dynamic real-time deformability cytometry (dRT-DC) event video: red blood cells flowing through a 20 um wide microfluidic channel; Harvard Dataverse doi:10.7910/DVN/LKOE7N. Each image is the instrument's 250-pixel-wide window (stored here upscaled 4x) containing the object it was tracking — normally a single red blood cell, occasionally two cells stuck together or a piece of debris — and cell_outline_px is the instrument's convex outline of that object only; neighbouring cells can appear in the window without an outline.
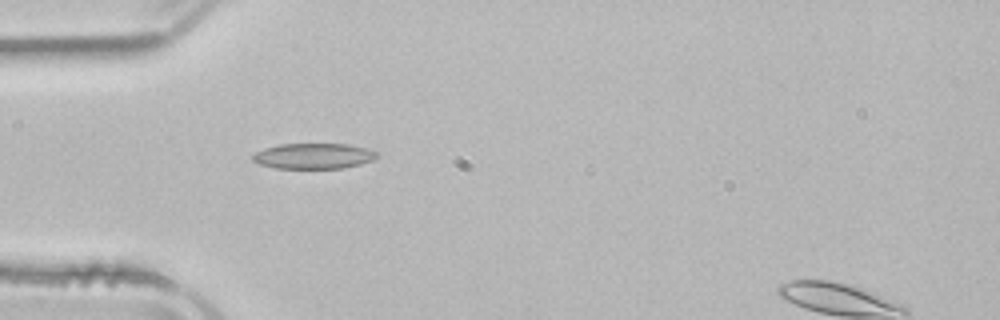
{"species": "common noctule bat (a hibernating species)", "species_latin": "Nyctalus noctula", "temperature_condition": "room temperature", "stored_images_in_passage": 5, "camera_frame_rate_fps": 3000, "um_per_image_px": 0.085, "animal": {"sex": "male", "body_mass_g": 21.5, "forearm_length_mm": 52.0}, "frame": {"image": 1, "passage_image": 4, "time_ms": 4.333, "image_size_px": [1000, 320], "cell_outline_px": [[376, 156], [372, 160], [360, 164], [344, 168], [276, 168], [260, 164], [252, 160], [252, 156], [256, 152], [264, 148], [280, 144], [348, 144], [368, 148], [376, 152]], "centroid_in_image_um": [26.64, 13.26], "position_along_channel_um": 58.4, "area_um2": 18.38}}